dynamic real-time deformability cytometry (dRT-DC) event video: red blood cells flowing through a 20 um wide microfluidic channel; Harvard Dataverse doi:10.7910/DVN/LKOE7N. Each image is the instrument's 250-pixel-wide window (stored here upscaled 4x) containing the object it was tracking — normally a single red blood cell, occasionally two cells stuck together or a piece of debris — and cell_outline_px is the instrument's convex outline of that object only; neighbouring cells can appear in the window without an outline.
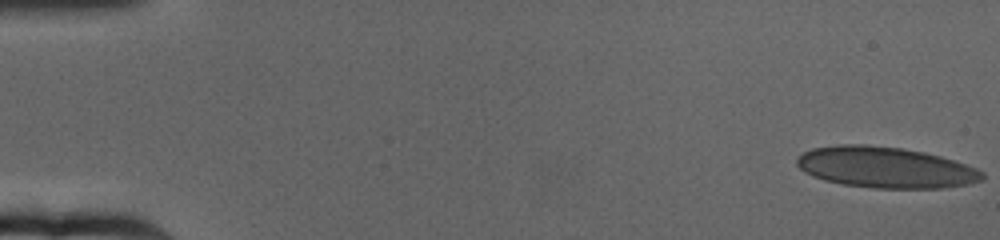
{"species": "human", "species_latin": "Homo sapiens", "temperature_condition": "cold", "stored_images_in_passage": 65, "camera_frame_rate_fps": 3000, "um_per_image_px": 0.085, "donor": {"sex": "female"}, "frame": {"image": 1, "passage_image": 1, "time_ms": 0.0, "image_size_px": [1000, 240], "cell_outline_px": [[984, 180], [968, 184], [940, 188], [872, 188], [844, 184], [824, 180], [812, 176], [804, 172], [796, 164], [796, 160], [804, 152], [812, 148], [840, 144], [864, 144], [900, 148], [924, 152], [940, 156], [976, 168], [984, 172]], "centroid_in_image_um": [75.25, 14.23], "position_along_channel_um": 9.7, "area_um2": 44.22}}
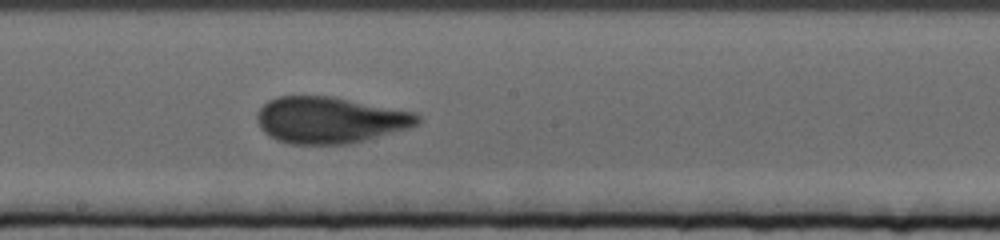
{"frame": {"image": 2, "passage_image": 36, "time_ms": 11.667, "image_size_px": [1000, 240], "cell_outline_px": [[420, 124], [408, 128], [364, 140], [348, 144], [288, 144], [276, 140], [268, 136], [260, 128], [256, 120], [256, 112], [268, 100], [276, 96], [332, 96], [416, 112], [420, 116]], "centroid_in_image_um": [28.01, 10.2], "position_along_channel_um": 220.2, "area_um2": 43.75}}
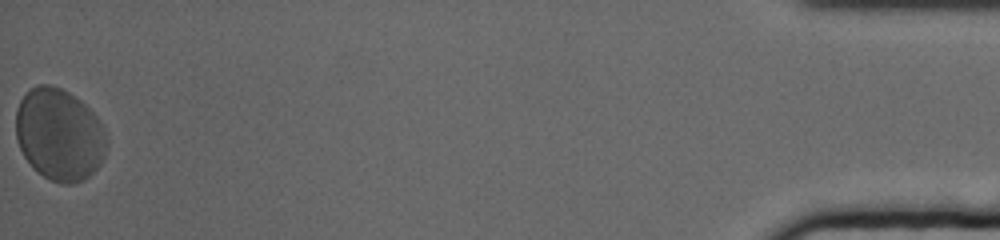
{"frame": {"image": 3, "passage_image": 65, "time_ms": 21.333, "image_size_px": [1000, 240], "cell_outline_px": [[108, 140], [104, 156], [100, 164], [84, 180], [72, 184], [60, 184], [36, 172], [32, 168], [24, 156], [20, 148], [16, 136], [16, 108], [24, 92], [40, 84], [48, 84], [60, 88], [68, 92], [80, 100], [100, 120]], "centroid_in_image_um": [5.03, 11.44], "position_along_channel_um": 430.2, "area_um2": 48.96}, "authors_computed_cell_mechanics": {"area_um2": 43.0032, "velocity_mm_per_s": 3.1011, "shape_relaxation_time_tau1_ms": 6.5959, "shape_relaxation_time_tau2_ms": null, "deformation_change_tau1": 0.152, "deformation_change_tau2": null}}